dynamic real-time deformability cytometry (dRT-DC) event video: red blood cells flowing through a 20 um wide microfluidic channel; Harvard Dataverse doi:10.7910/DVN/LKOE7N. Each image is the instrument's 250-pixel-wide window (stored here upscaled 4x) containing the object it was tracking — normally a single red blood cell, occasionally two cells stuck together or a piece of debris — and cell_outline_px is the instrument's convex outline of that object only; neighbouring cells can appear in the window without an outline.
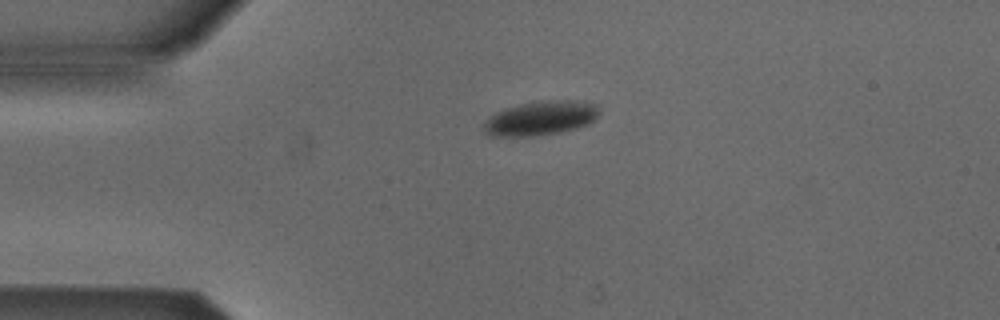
{"species": "Egyptian fruit bat (a non-hibernating species)", "species_latin": "Rousettus aegyptiacus", "temperature_condition": "cold", "stored_images_in_passage": 2, "camera_frame_rate_fps": 3000, "um_per_image_px": 0.085, "animal": {"sex": "male"}, "frame": {"image": 1, "passage_image": 1, "time_ms": 0.0, "image_size_px": [1000, 320], "cell_outline_px": [[600, 112], [588, 124], [576, 128], [560, 132], [532, 136], [488, 136], [484, 132], [484, 124], [488, 116], [504, 108], [520, 104], [540, 100], [572, 100], [600, 104]], "centroid_in_image_um": [45.95, 10.03], "position_along_channel_um": 39.0, "area_um2": 23.24}}